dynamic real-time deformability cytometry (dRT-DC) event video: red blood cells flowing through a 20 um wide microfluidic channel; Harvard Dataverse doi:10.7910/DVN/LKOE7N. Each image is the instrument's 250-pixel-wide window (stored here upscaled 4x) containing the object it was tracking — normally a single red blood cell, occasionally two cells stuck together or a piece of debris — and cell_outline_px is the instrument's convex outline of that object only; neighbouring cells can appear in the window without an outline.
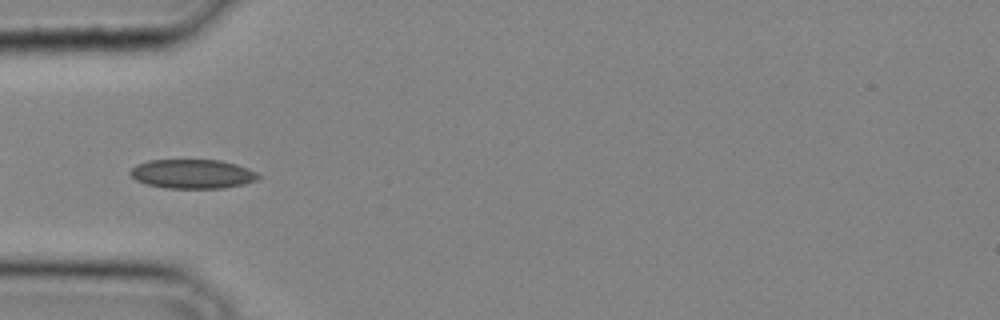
{"species": "common noctule bat (a hibernating species)", "species_latin": "Nyctalus noctula", "temperature_condition": "cold", "stored_images_in_passage": 33, "camera_frame_rate_fps": 3000, "um_per_image_px": 0.085, "animal": {"sex": "male", "body_mass_g": 20.4}, "frame": {"image": 1, "passage_image": 10, "time_ms": 3.0, "image_size_px": [1000, 320], "cell_outline_px": [[260, 176], [256, 180], [244, 184], [224, 188], [164, 188], [144, 184], [136, 180], [128, 172], [136, 164], [148, 160], [220, 160], [236, 164], [248, 168], [256, 172]], "centroid_in_image_um": [16.33, 14.78], "position_along_channel_um": 68.7, "area_um2": 21.91}}
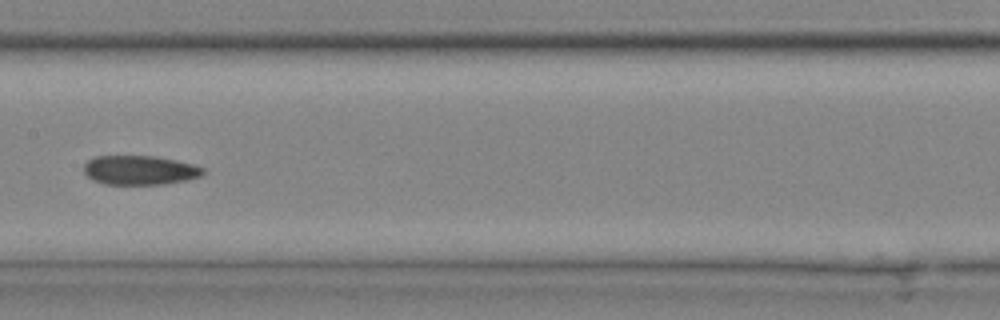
{"frame": {"image": 2, "passage_image": 17, "time_ms": 5.333, "image_size_px": [1000, 320], "cell_outline_px": [[204, 172], [200, 176], [184, 180], [160, 184], [104, 184], [92, 180], [84, 172], [84, 164], [88, 160], [96, 156], [156, 156], [196, 164], [204, 168]], "centroid_in_image_um": [11.87, 14.45], "position_along_channel_um": 195.5, "area_um2": 20.29}}
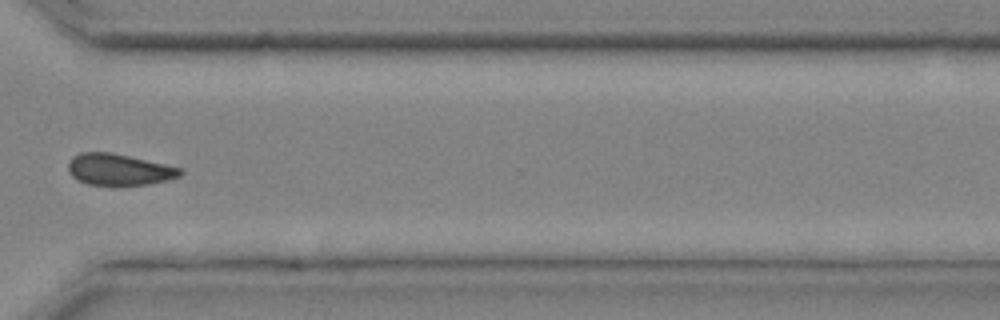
{"frame": {"image": 3, "passage_image": 26, "time_ms": 8.333, "image_size_px": [1000, 320], "cell_outline_px": [[184, 172], [180, 176], [148, 184], [112, 188], [88, 184], [76, 180], [68, 172], [68, 164], [72, 156], [80, 152], [112, 152], [184, 168]], "centroid_in_image_um": [10.1, 14.44], "position_along_channel_um": 360.5, "area_um2": 21.33}}